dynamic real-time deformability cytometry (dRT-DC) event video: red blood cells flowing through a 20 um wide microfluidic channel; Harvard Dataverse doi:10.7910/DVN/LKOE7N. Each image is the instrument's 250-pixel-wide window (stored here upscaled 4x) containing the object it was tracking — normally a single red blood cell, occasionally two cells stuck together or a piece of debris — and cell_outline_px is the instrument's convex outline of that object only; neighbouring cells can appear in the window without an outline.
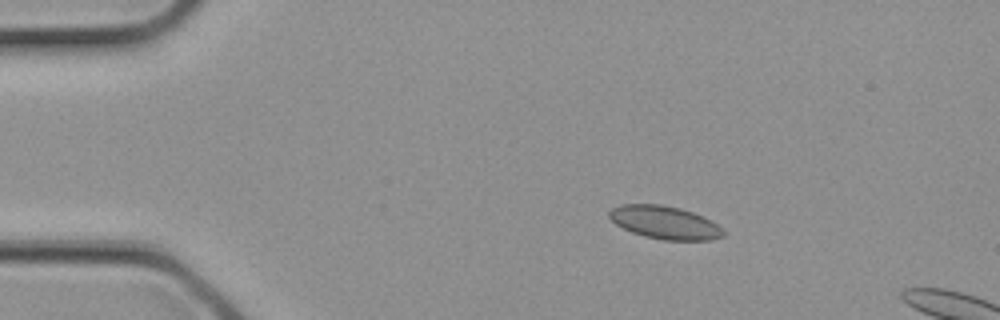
{"species": "common noctule bat (a hibernating species)", "species_latin": "Nyctalus noctula", "temperature_condition": "cold", "stored_images_in_passage": 2, "camera_frame_rate_fps": 3000, "um_per_image_px": 0.085, "animal": {"sex": "female", "body_mass_g": 21.9}, "frame": {"image": 1, "passage_image": 1, "time_ms": 0.0, "image_size_px": [1000, 320], "cell_outline_px": [[724, 236], [712, 240], [664, 240], [644, 236], [632, 232], [616, 224], [608, 216], [608, 212], [612, 208], [620, 204], [660, 204], [680, 208], [704, 216], [724, 228]], "centroid_in_image_um": [56.53, 18.91], "position_along_channel_um": 28.5, "area_um2": 22.08}}